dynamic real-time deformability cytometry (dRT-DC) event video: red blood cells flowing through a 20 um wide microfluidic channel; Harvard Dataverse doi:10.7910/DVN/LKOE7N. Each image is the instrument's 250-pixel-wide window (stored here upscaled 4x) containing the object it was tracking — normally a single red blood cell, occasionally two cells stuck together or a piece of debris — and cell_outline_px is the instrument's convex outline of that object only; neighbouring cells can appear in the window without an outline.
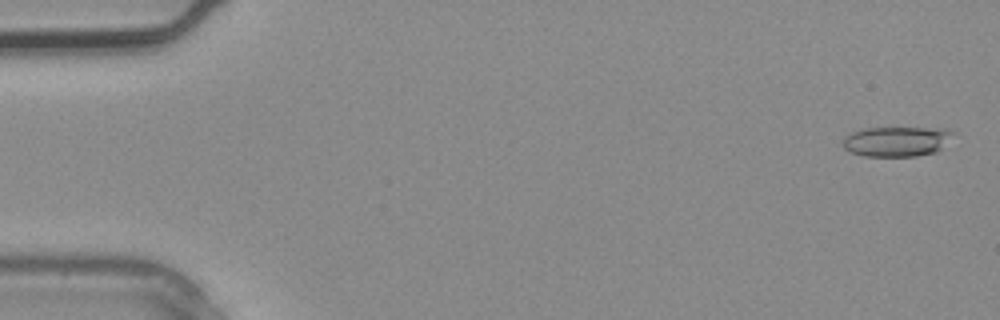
{"species": "common noctule bat (a hibernating species)", "species_latin": "Nyctalus noctula", "temperature_condition": "warm", "stored_images_in_passage": 3, "camera_frame_rate_fps": 3000, "um_per_image_px": 0.085, "animal": {"sex": "male", "body_mass_g": 20.4}, "frame": {"image": 1, "passage_image": 1, "time_ms": 0.0, "image_size_px": [1000, 320], "cell_outline_px": [[956, 132], [936, 152], [916, 156], [864, 156], [852, 152], [844, 148], [844, 136], [852, 132], [864, 128], [944, 128]], "centroid_in_image_um": [76.22, 12.01], "position_along_channel_um": 8.8, "area_um2": 19.13}}
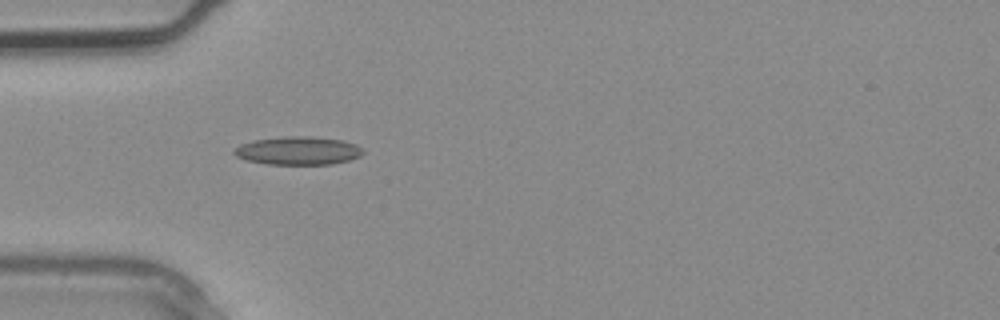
{"frame": {"image": 2, "passage_image": 3, "time_ms": 0.667, "image_size_px": [1000, 320], "cell_outline_px": [[364, 152], [360, 156], [348, 160], [332, 164], [268, 164], [244, 160], [236, 156], [232, 152], [232, 148], [240, 144], [252, 140], [288, 136], [308, 136], [344, 140], [356, 144]], "centroid_in_image_um": [25.29, 12.8], "position_along_channel_um": 59.7, "area_um2": 21.33}}